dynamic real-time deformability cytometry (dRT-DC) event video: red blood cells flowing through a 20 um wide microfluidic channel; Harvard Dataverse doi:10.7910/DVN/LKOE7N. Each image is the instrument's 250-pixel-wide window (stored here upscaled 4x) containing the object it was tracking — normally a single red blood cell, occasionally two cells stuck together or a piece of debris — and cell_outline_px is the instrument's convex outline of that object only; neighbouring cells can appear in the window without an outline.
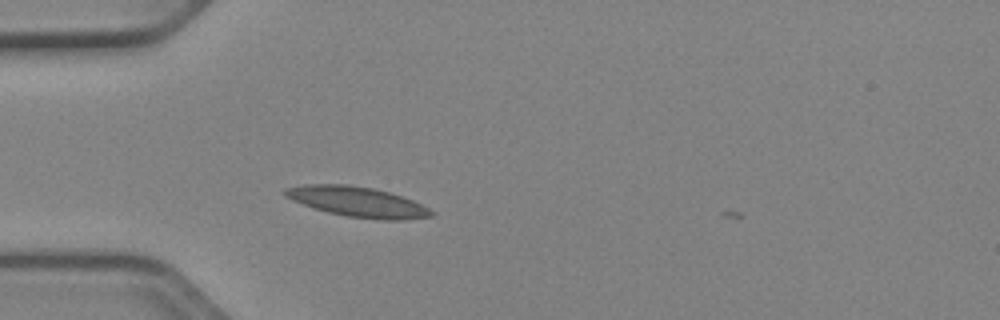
{"species": "Egyptian fruit bat (a non-hibernating species)", "species_latin": "Rousettus aegyptiacus", "temperature_condition": "cold", "stored_images_in_passage": 4, "camera_frame_rate_fps": 3000, "um_per_image_px": 0.085, "animal": {"sex": "female"}, "frame": {"image": 1, "passage_image": 3, "time_ms": 0.667, "image_size_px": [1000, 320], "cell_outline_px": [[436, 216], [404, 220], [380, 220], [348, 216], [328, 212], [312, 208], [292, 200], [284, 196], [284, 188], [304, 184], [348, 184], [372, 188], [388, 192], [412, 200], [436, 212]], "centroid_in_image_um": [30.39, 17.16], "position_along_channel_um": 54.6, "area_um2": 25.78}}